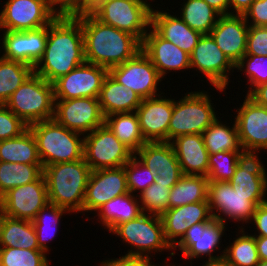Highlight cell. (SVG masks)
I'll return each instance as SVG.
<instances>
[{"label":"cell","mask_w":267,"mask_h":266,"mask_svg":"<svg viewBox=\"0 0 267 266\" xmlns=\"http://www.w3.org/2000/svg\"><path fill=\"white\" fill-rule=\"evenodd\" d=\"M104 124L134 154L147 142L142 135L136 112L108 115Z\"/></svg>","instance_id":"obj_31"},{"label":"cell","mask_w":267,"mask_h":266,"mask_svg":"<svg viewBox=\"0 0 267 266\" xmlns=\"http://www.w3.org/2000/svg\"><path fill=\"white\" fill-rule=\"evenodd\" d=\"M259 260H267V237L255 236Z\"/></svg>","instance_id":"obj_56"},{"label":"cell","mask_w":267,"mask_h":266,"mask_svg":"<svg viewBox=\"0 0 267 266\" xmlns=\"http://www.w3.org/2000/svg\"><path fill=\"white\" fill-rule=\"evenodd\" d=\"M240 151L209 154L208 182H229L237 168Z\"/></svg>","instance_id":"obj_41"},{"label":"cell","mask_w":267,"mask_h":266,"mask_svg":"<svg viewBox=\"0 0 267 266\" xmlns=\"http://www.w3.org/2000/svg\"><path fill=\"white\" fill-rule=\"evenodd\" d=\"M66 212L69 213V211L63 207L48 203V205L43 207L37 213L36 218L32 221L37 235L38 246L44 252L47 253L49 251L47 241L49 242V240L53 239L55 234H57V225L60 222L63 213ZM50 228H52L53 230H51Z\"/></svg>","instance_id":"obj_39"},{"label":"cell","mask_w":267,"mask_h":266,"mask_svg":"<svg viewBox=\"0 0 267 266\" xmlns=\"http://www.w3.org/2000/svg\"><path fill=\"white\" fill-rule=\"evenodd\" d=\"M28 129V125L17 117L5 104H0V140L15 138Z\"/></svg>","instance_id":"obj_46"},{"label":"cell","mask_w":267,"mask_h":266,"mask_svg":"<svg viewBox=\"0 0 267 266\" xmlns=\"http://www.w3.org/2000/svg\"><path fill=\"white\" fill-rule=\"evenodd\" d=\"M33 73L34 68L26 63L0 57V104H5Z\"/></svg>","instance_id":"obj_35"},{"label":"cell","mask_w":267,"mask_h":266,"mask_svg":"<svg viewBox=\"0 0 267 266\" xmlns=\"http://www.w3.org/2000/svg\"><path fill=\"white\" fill-rule=\"evenodd\" d=\"M1 56L4 59L20 61L33 68L43 57L47 37L48 26L35 30L3 31Z\"/></svg>","instance_id":"obj_18"},{"label":"cell","mask_w":267,"mask_h":266,"mask_svg":"<svg viewBox=\"0 0 267 266\" xmlns=\"http://www.w3.org/2000/svg\"><path fill=\"white\" fill-rule=\"evenodd\" d=\"M124 170L126 173L127 188L132 194L137 190H140L138 193L141 194L156 179V174L145 167L135 155L124 165Z\"/></svg>","instance_id":"obj_44"},{"label":"cell","mask_w":267,"mask_h":266,"mask_svg":"<svg viewBox=\"0 0 267 266\" xmlns=\"http://www.w3.org/2000/svg\"><path fill=\"white\" fill-rule=\"evenodd\" d=\"M237 110L235 123L242 150H267V107L256 104L246 95Z\"/></svg>","instance_id":"obj_17"},{"label":"cell","mask_w":267,"mask_h":266,"mask_svg":"<svg viewBox=\"0 0 267 266\" xmlns=\"http://www.w3.org/2000/svg\"><path fill=\"white\" fill-rule=\"evenodd\" d=\"M208 5L215 9L221 16L222 15H233L235 11L230 8V0H204ZM233 11V12H232Z\"/></svg>","instance_id":"obj_54"},{"label":"cell","mask_w":267,"mask_h":266,"mask_svg":"<svg viewBox=\"0 0 267 266\" xmlns=\"http://www.w3.org/2000/svg\"><path fill=\"white\" fill-rule=\"evenodd\" d=\"M265 197L266 194H243L233 189L229 182H208L207 200L210 211L215 220L224 224L227 216L235 222H252L256 207L267 202Z\"/></svg>","instance_id":"obj_8"},{"label":"cell","mask_w":267,"mask_h":266,"mask_svg":"<svg viewBox=\"0 0 267 266\" xmlns=\"http://www.w3.org/2000/svg\"><path fill=\"white\" fill-rule=\"evenodd\" d=\"M183 174L207 176L209 153L201 134H188L171 141Z\"/></svg>","instance_id":"obj_26"},{"label":"cell","mask_w":267,"mask_h":266,"mask_svg":"<svg viewBox=\"0 0 267 266\" xmlns=\"http://www.w3.org/2000/svg\"><path fill=\"white\" fill-rule=\"evenodd\" d=\"M0 161L24 164H42L37 144L28 128L20 136L0 140Z\"/></svg>","instance_id":"obj_32"},{"label":"cell","mask_w":267,"mask_h":266,"mask_svg":"<svg viewBox=\"0 0 267 266\" xmlns=\"http://www.w3.org/2000/svg\"><path fill=\"white\" fill-rule=\"evenodd\" d=\"M160 217L163 223L164 237L171 247L194 224L213 222L215 220L208 202H196L174 207L166 210Z\"/></svg>","instance_id":"obj_24"},{"label":"cell","mask_w":267,"mask_h":266,"mask_svg":"<svg viewBox=\"0 0 267 266\" xmlns=\"http://www.w3.org/2000/svg\"><path fill=\"white\" fill-rule=\"evenodd\" d=\"M53 119L67 129L84 136L104 125L105 117L98 98L83 97L55 100Z\"/></svg>","instance_id":"obj_13"},{"label":"cell","mask_w":267,"mask_h":266,"mask_svg":"<svg viewBox=\"0 0 267 266\" xmlns=\"http://www.w3.org/2000/svg\"><path fill=\"white\" fill-rule=\"evenodd\" d=\"M240 230L242 235L222 251L223 257L233 266H255L259 262L255 236L248 233L246 235L243 228Z\"/></svg>","instance_id":"obj_40"},{"label":"cell","mask_w":267,"mask_h":266,"mask_svg":"<svg viewBox=\"0 0 267 266\" xmlns=\"http://www.w3.org/2000/svg\"><path fill=\"white\" fill-rule=\"evenodd\" d=\"M252 220L259 234L253 236L267 237V202L256 207Z\"/></svg>","instance_id":"obj_52"},{"label":"cell","mask_w":267,"mask_h":266,"mask_svg":"<svg viewBox=\"0 0 267 266\" xmlns=\"http://www.w3.org/2000/svg\"><path fill=\"white\" fill-rule=\"evenodd\" d=\"M141 50L149 57L162 78L171 70L191 69L190 55L162 38L151 26L144 37Z\"/></svg>","instance_id":"obj_23"},{"label":"cell","mask_w":267,"mask_h":266,"mask_svg":"<svg viewBox=\"0 0 267 266\" xmlns=\"http://www.w3.org/2000/svg\"><path fill=\"white\" fill-rule=\"evenodd\" d=\"M243 16L249 26H267V0H255Z\"/></svg>","instance_id":"obj_49"},{"label":"cell","mask_w":267,"mask_h":266,"mask_svg":"<svg viewBox=\"0 0 267 266\" xmlns=\"http://www.w3.org/2000/svg\"><path fill=\"white\" fill-rule=\"evenodd\" d=\"M108 74L142 99L159 96L157 84L162 81V77L142 50L121 65L110 68Z\"/></svg>","instance_id":"obj_12"},{"label":"cell","mask_w":267,"mask_h":266,"mask_svg":"<svg viewBox=\"0 0 267 266\" xmlns=\"http://www.w3.org/2000/svg\"><path fill=\"white\" fill-rule=\"evenodd\" d=\"M0 247L41 250L33 222L11 218L0 212Z\"/></svg>","instance_id":"obj_29"},{"label":"cell","mask_w":267,"mask_h":266,"mask_svg":"<svg viewBox=\"0 0 267 266\" xmlns=\"http://www.w3.org/2000/svg\"><path fill=\"white\" fill-rule=\"evenodd\" d=\"M255 0H230V7L236 12L233 15H244Z\"/></svg>","instance_id":"obj_55"},{"label":"cell","mask_w":267,"mask_h":266,"mask_svg":"<svg viewBox=\"0 0 267 266\" xmlns=\"http://www.w3.org/2000/svg\"><path fill=\"white\" fill-rule=\"evenodd\" d=\"M246 54L267 55V26H249Z\"/></svg>","instance_id":"obj_47"},{"label":"cell","mask_w":267,"mask_h":266,"mask_svg":"<svg viewBox=\"0 0 267 266\" xmlns=\"http://www.w3.org/2000/svg\"><path fill=\"white\" fill-rule=\"evenodd\" d=\"M173 99V113L168 126V142L178 136L203 134L214 122L215 108L205 91L188 92L181 99Z\"/></svg>","instance_id":"obj_6"},{"label":"cell","mask_w":267,"mask_h":266,"mask_svg":"<svg viewBox=\"0 0 267 266\" xmlns=\"http://www.w3.org/2000/svg\"><path fill=\"white\" fill-rule=\"evenodd\" d=\"M170 192L171 188L167 187V184L152 183L145 191L137 195L143 213L161 216L168 210Z\"/></svg>","instance_id":"obj_43"},{"label":"cell","mask_w":267,"mask_h":266,"mask_svg":"<svg viewBox=\"0 0 267 266\" xmlns=\"http://www.w3.org/2000/svg\"><path fill=\"white\" fill-rule=\"evenodd\" d=\"M108 69L83 63L53 82L55 100L94 97L99 98Z\"/></svg>","instance_id":"obj_15"},{"label":"cell","mask_w":267,"mask_h":266,"mask_svg":"<svg viewBox=\"0 0 267 266\" xmlns=\"http://www.w3.org/2000/svg\"><path fill=\"white\" fill-rule=\"evenodd\" d=\"M129 193L124 166L91 171L83 211H97L113 198Z\"/></svg>","instance_id":"obj_20"},{"label":"cell","mask_w":267,"mask_h":266,"mask_svg":"<svg viewBox=\"0 0 267 266\" xmlns=\"http://www.w3.org/2000/svg\"><path fill=\"white\" fill-rule=\"evenodd\" d=\"M98 99L104 117L116 113L135 112L142 101L137 93L119 84L109 74L104 79Z\"/></svg>","instance_id":"obj_28"},{"label":"cell","mask_w":267,"mask_h":266,"mask_svg":"<svg viewBox=\"0 0 267 266\" xmlns=\"http://www.w3.org/2000/svg\"><path fill=\"white\" fill-rule=\"evenodd\" d=\"M134 155L154 173L157 168L180 167L171 142H146Z\"/></svg>","instance_id":"obj_38"},{"label":"cell","mask_w":267,"mask_h":266,"mask_svg":"<svg viewBox=\"0 0 267 266\" xmlns=\"http://www.w3.org/2000/svg\"><path fill=\"white\" fill-rule=\"evenodd\" d=\"M207 176L183 174L171 188L168 209L196 202H208Z\"/></svg>","instance_id":"obj_33"},{"label":"cell","mask_w":267,"mask_h":266,"mask_svg":"<svg viewBox=\"0 0 267 266\" xmlns=\"http://www.w3.org/2000/svg\"><path fill=\"white\" fill-rule=\"evenodd\" d=\"M255 266H267V260H259Z\"/></svg>","instance_id":"obj_59"},{"label":"cell","mask_w":267,"mask_h":266,"mask_svg":"<svg viewBox=\"0 0 267 266\" xmlns=\"http://www.w3.org/2000/svg\"><path fill=\"white\" fill-rule=\"evenodd\" d=\"M181 10L180 18L202 35L209 34L221 16L204 0H187L183 3Z\"/></svg>","instance_id":"obj_37"},{"label":"cell","mask_w":267,"mask_h":266,"mask_svg":"<svg viewBox=\"0 0 267 266\" xmlns=\"http://www.w3.org/2000/svg\"><path fill=\"white\" fill-rule=\"evenodd\" d=\"M190 66L206 75L212 86L221 92L225 91L230 82L227 72L235 69V65L219 49L210 34H204L198 40L190 54Z\"/></svg>","instance_id":"obj_16"},{"label":"cell","mask_w":267,"mask_h":266,"mask_svg":"<svg viewBox=\"0 0 267 266\" xmlns=\"http://www.w3.org/2000/svg\"><path fill=\"white\" fill-rule=\"evenodd\" d=\"M233 127L222 124L217 118L203 132L202 137L204 145L209 154H215L221 151H241V145L238 137L236 123Z\"/></svg>","instance_id":"obj_36"},{"label":"cell","mask_w":267,"mask_h":266,"mask_svg":"<svg viewBox=\"0 0 267 266\" xmlns=\"http://www.w3.org/2000/svg\"><path fill=\"white\" fill-rule=\"evenodd\" d=\"M257 151L241 150L229 183L243 194H267V174ZM258 156V157H257Z\"/></svg>","instance_id":"obj_25"},{"label":"cell","mask_w":267,"mask_h":266,"mask_svg":"<svg viewBox=\"0 0 267 266\" xmlns=\"http://www.w3.org/2000/svg\"><path fill=\"white\" fill-rule=\"evenodd\" d=\"M5 105L28 126L54 117L53 83L33 73L11 95Z\"/></svg>","instance_id":"obj_5"},{"label":"cell","mask_w":267,"mask_h":266,"mask_svg":"<svg viewBox=\"0 0 267 266\" xmlns=\"http://www.w3.org/2000/svg\"><path fill=\"white\" fill-rule=\"evenodd\" d=\"M48 203L47 184L42 174L36 181L6 192L0 198V212L11 218L33 221Z\"/></svg>","instance_id":"obj_14"},{"label":"cell","mask_w":267,"mask_h":266,"mask_svg":"<svg viewBox=\"0 0 267 266\" xmlns=\"http://www.w3.org/2000/svg\"><path fill=\"white\" fill-rule=\"evenodd\" d=\"M132 193L123 194L113 198L103 204L98 210V218L101 224L105 226L109 232L119 224L136 219L143 211L139 204L137 195Z\"/></svg>","instance_id":"obj_30"},{"label":"cell","mask_w":267,"mask_h":266,"mask_svg":"<svg viewBox=\"0 0 267 266\" xmlns=\"http://www.w3.org/2000/svg\"><path fill=\"white\" fill-rule=\"evenodd\" d=\"M202 266H233L224 257L208 260Z\"/></svg>","instance_id":"obj_57"},{"label":"cell","mask_w":267,"mask_h":266,"mask_svg":"<svg viewBox=\"0 0 267 266\" xmlns=\"http://www.w3.org/2000/svg\"><path fill=\"white\" fill-rule=\"evenodd\" d=\"M111 232L131 245V249L135 248L127 251L126 255L150 257L152 251L158 253L164 249L172 250L164 237L163 223L159 215L143 213L136 219L117 225Z\"/></svg>","instance_id":"obj_9"},{"label":"cell","mask_w":267,"mask_h":266,"mask_svg":"<svg viewBox=\"0 0 267 266\" xmlns=\"http://www.w3.org/2000/svg\"><path fill=\"white\" fill-rule=\"evenodd\" d=\"M152 9L146 0H107L91 14L104 24L134 35L142 43L151 26Z\"/></svg>","instance_id":"obj_7"},{"label":"cell","mask_w":267,"mask_h":266,"mask_svg":"<svg viewBox=\"0 0 267 266\" xmlns=\"http://www.w3.org/2000/svg\"><path fill=\"white\" fill-rule=\"evenodd\" d=\"M46 252L11 247H0V266H49Z\"/></svg>","instance_id":"obj_42"},{"label":"cell","mask_w":267,"mask_h":266,"mask_svg":"<svg viewBox=\"0 0 267 266\" xmlns=\"http://www.w3.org/2000/svg\"><path fill=\"white\" fill-rule=\"evenodd\" d=\"M75 17L82 25L87 63L109 70L133 58L142 48V43L134 35L102 23L91 13Z\"/></svg>","instance_id":"obj_2"},{"label":"cell","mask_w":267,"mask_h":266,"mask_svg":"<svg viewBox=\"0 0 267 266\" xmlns=\"http://www.w3.org/2000/svg\"><path fill=\"white\" fill-rule=\"evenodd\" d=\"M37 144L43 168L48 165L83 159L84 139L80 133L67 129L54 119L28 126Z\"/></svg>","instance_id":"obj_4"},{"label":"cell","mask_w":267,"mask_h":266,"mask_svg":"<svg viewBox=\"0 0 267 266\" xmlns=\"http://www.w3.org/2000/svg\"><path fill=\"white\" fill-rule=\"evenodd\" d=\"M156 179L155 183L167 184V187L172 188L183 175L181 167H164L157 168L155 172Z\"/></svg>","instance_id":"obj_51"},{"label":"cell","mask_w":267,"mask_h":266,"mask_svg":"<svg viewBox=\"0 0 267 266\" xmlns=\"http://www.w3.org/2000/svg\"><path fill=\"white\" fill-rule=\"evenodd\" d=\"M247 96L256 104L267 107V83L255 87Z\"/></svg>","instance_id":"obj_53"},{"label":"cell","mask_w":267,"mask_h":266,"mask_svg":"<svg viewBox=\"0 0 267 266\" xmlns=\"http://www.w3.org/2000/svg\"><path fill=\"white\" fill-rule=\"evenodd\" d=\"M91 168L84 158L45 166L43 174L47 184L49 203L69 212H83Z\"/></svg>","instance_id":"obj_3"},{"label":"cell","mask_w":267,"mask_h":266,"mask_svg":"<svg viewBox=\"0 0 267 266\" xmlns=\"http://www.w3.org/2000/svg\"><path fill=\"white\" fill-rule=\"evenodd\" d=\"M57 16L50 0H8L0 12V29L35 30L48 26Z\"/></svg>","instance_id":"obj_11"},{"label":"cell","mask_w":267,"mask_h":266,"mask_svg":"<svg viewBox=\"0 0 267 266\" xmlns=\"http://www.w3.org/2000/svg\"><path fill=\"white\" fill-rule=\"evenodd\" d=\"M151 257L124 255L119 259H109L101 263V266H157L152 264ZM173 266V264H171ZM167 265V266H171Z\"/></svg>","instance_id":"obj_50"},{"label":"cell","mask_w":267,"mask_h":266,"mask_svg":"<svg viewBox=\"0 0 267 266\" xmlns=\"http://www.w3.org/2000/svg\"><path fill=\"white\" fill-rule=\"evenodd\" d=\"M105 1L107 0H85V14L91 13L96 7Z\"/></svg>","instance_id":"obj_58"},{"label":"cell","mask_w":267,"mask_h":266,"mask_svg":"<svg viewBox=\"0 0 267 266\" xmlns=\"http://www.w3.org/2000/svg\"><path fill=\"white\" fill-rule=\"evenodd\" d=\"M151 27L164 39L191 54L202 34L190 28L180 17L152 9Z\"/></svg>","instance_id":"obj_27"},{"label":"cell","mask_w":267,"mask_h":266,"mask_svg":"<svg viewBox=\"0 0 267 266\" xmlns=\"http://www.w3.org/2000/svg\"><path fill=\"white\" fill-rule=\"evenodd\" d=\"M248 28L243 15H222L209 33L234 65L246 55Z\"/></svg>","instance_id":"obj_22"},{"label":"cell","mask_w":267,"mask_h":266,"mask_svg":"<svg viewBox=\"0 0 267 266\" xmlns=\"http://www.w3.org/2000/svg\"><path fill=\"white\" fill-rule=\"evenodd\" d=\"M140 129L147 142H168V126L173 113V99L156 97L142 99L136 109Z\"/></svg>","instance_id":"obj_21"},{"label":"cell","mask_w":267,"mask_h":266,"mask_svg":"<svg viewBox=\"0 0 267 266\" xmlns=\"http://www.w3.org/2000/svg\"><path fill=\"white\" fill-rule=\"evenodd\" d=\"M42 174V164L0 161V198L15 187L36 181Z\"/></svg>","instance_id":"obj_34"},{"label":"cell","mask_w":267,"mask_h":266,"mask_svg":"<svg viewBox=\"0 0 267 266\" xmlns=\"http://www.w3.org/2000/svg\"><path fill=\"white\" fill-rule=\"evenodd\" d=\"M235 68L243 71L246 76H248V83L250 82L251 88L247 91V95L257 86L267 83V55H244Z\"/></svg>","instance_id":"obj_45"},{"label":"cell","mask_w":267,"mask_h":266,"mask_svg":"<svg viewBox=\"0 0 267 266\" xmlns=\"http://www.w3.org/2000/svg\"><path fill=\"white\" fill-rule=\"evenodd\" d=\"M83 30L75 16H57L48 25V37L34 73L53 83L85 63Z\"/></svg>","instance_id":"obj_1"},{"label":"cell","mask_w":267,"mask_h":266,"mask_svg":"<svg viewBox=\"0 0 267 266\" xmlns=\"http://www.w3.org/2000/svg\"><path fill=\"white\" fill-rule=\"evenodd\" d=\"M50 4L58 16L85 14V0H50Z\"/></svg>","instance_id":"obj_48"},{"label":"cell","mask_w":267,"mask_h":266,"mask_svg":"<svg viewBox=\"0 0 267 266\" xmlns=\"http://www.w3.org/2000/svg\"><path fill=\"white\" fill-rule=\"evenodd\" d=\"M224 228H226L225 224L219 220L194 224L188 228L172 249L175 250L178 247L184 259L188 258L191 261L204 255L209 257L208 260L221 258L224 253L219 254L220 256H213L212 252L218 250Z\"/></svg>","instance_id":"obj_19"},{"label":"cell","mask_w":267,"mask_h":266,"mask_svg":"<svg viewBox=\"0 0 267 266\" xmlns=\"http://www.w3.org/2000/svg\"><path fill=\"white\" fill-rule=\"evenodd\" d=\"M82 138L83 158L92 171L122 167L134 156L105 124Z\"/></svg>","instance_id":"obj_10"}]
</instances>
